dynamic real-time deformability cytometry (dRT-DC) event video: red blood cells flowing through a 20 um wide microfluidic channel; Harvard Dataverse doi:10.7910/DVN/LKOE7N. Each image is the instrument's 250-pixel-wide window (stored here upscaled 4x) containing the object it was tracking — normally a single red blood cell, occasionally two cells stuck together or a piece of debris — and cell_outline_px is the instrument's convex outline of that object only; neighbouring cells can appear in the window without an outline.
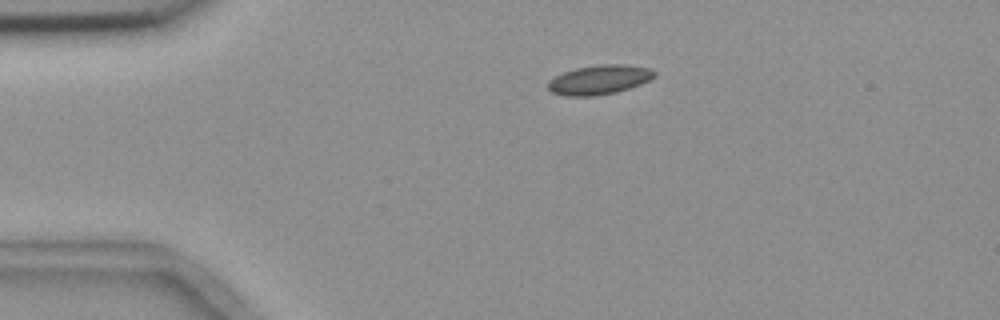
{"species": "common noctule bat (a hibernating species)", "species_latin": "Nyctalus noctula", "temperature_condition": "room temperature", "stored_images_in_passage": 4, "camera_frame_rate_fps": 3000, "um_per_image_px": 0.085, "animal": {"sex": "female", "body_mass_g": 18.4}, "frame": {"image": 1, "passage_image": 1, "time_ms": 0.0, "image_size_px": [1000, 320], "cell_outline_px": [[656, 76], [640, 84], [616, 92], [596, 96], [564, 96], [552, 92], [548, 88], [548, 80], [564, 72], [576, 68], [600, 64], [624, 64], [652, 68], [656, 72]], "centroid_in_image_um": [50.95, 6.77], "position_along_channel_um": 34.1, "area_um2": 18.26}}
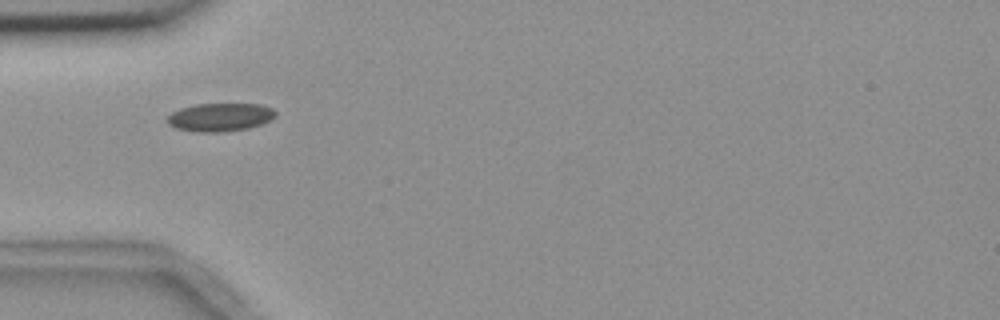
{"frame": {"image": 2, "passage_image": 3, "time_ms": 2.0, "image_size_px": [1000, 320], "cell_outline_px": [[276, 116], [260, 124], [248, 128], [224, 132], [196, 132], [176, 128], [168, 124], [164, 120], [172, 112], [180, 108], [196, 104], [260, 104], [272, 108], [276, 112]], "centroid_in_image_um": [18.66, 9.96], "position_along_channel_um": 66.3, "area_um2": 17.86}}